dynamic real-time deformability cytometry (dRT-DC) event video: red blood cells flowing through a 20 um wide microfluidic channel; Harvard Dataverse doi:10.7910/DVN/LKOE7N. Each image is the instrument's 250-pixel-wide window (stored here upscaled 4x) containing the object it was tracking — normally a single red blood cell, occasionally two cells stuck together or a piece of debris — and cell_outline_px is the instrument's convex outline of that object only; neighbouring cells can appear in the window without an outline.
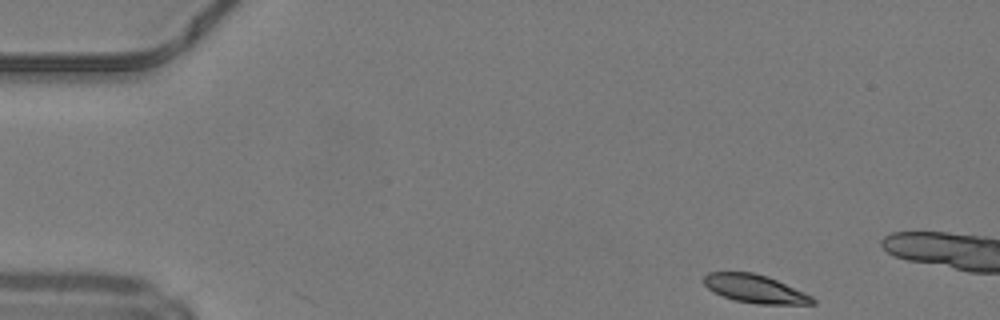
{"species": "common noctule bat (a hibernating species)", "species_latin": "Nyctalus noctula", "temperature_condition": "warm", "stored_images_in_passage": 10, "camera_frame_rate_fps": 3000, "um_per_image_px": 0.085, "animal": {"sex": "male", "body_mass_g": 19.2, "forearm_length_mm": 51.8}, "frame": {"image": 1, "passage_image": 1, "time_ms": 0.0, "image_size_px": [1000, 320], "cell_outline_px": [[816, 304], [756, 304], [736, 300], [724, 296], [708, 288], [700, 280], [708, 272], [752, 272], [768, 276], [804, 292], [812, 296], [816, 300]], "centroid_in_image_um": [64.18, 24.54], "position_along_channel_um": 20.8, "area_um2": 17.86}}